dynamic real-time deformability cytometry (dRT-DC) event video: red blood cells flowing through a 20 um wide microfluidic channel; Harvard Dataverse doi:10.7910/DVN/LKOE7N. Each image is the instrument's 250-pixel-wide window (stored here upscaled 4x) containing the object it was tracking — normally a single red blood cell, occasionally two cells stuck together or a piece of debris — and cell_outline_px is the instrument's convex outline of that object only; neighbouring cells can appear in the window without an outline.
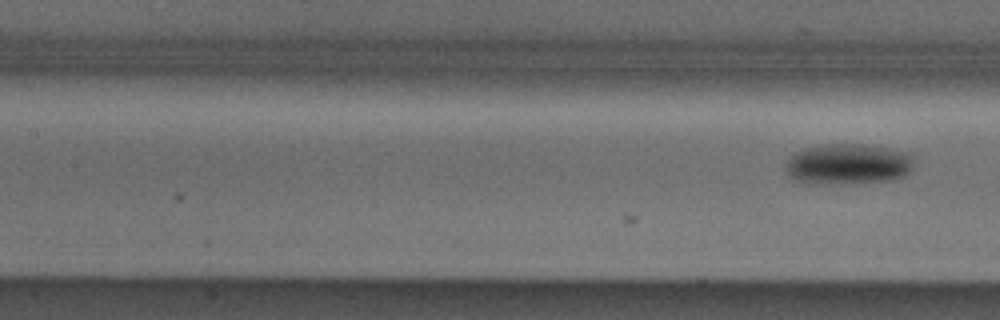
{"species": "Egyptian fruit bat (a non-hibernating species)", "species_latin": "Rousettus aegyptiacus", "temperature_condition": "cold", "stored_images_in_passage": 7, "camera_frame_rate_fps": 3000, "um_per_image_px": 0.085, "animal": {"sex": "male"}, "frame": {"image": 1, "passage_image": 7, "time_ms": 2.0, "image_size_px": [1000, 320], "cell_outline_px": [[912, 168], [904, 176], [888, 180], [792, 180], [784, 172], [784, 164], [796, 152], [808, 148], [828, 144], [864, 144], [908, 152], [912, 156]], "centroid_in_image_um": [72.09, 13.87], "position_along_channel_um": 135.3, "area_um2": 28.78}}